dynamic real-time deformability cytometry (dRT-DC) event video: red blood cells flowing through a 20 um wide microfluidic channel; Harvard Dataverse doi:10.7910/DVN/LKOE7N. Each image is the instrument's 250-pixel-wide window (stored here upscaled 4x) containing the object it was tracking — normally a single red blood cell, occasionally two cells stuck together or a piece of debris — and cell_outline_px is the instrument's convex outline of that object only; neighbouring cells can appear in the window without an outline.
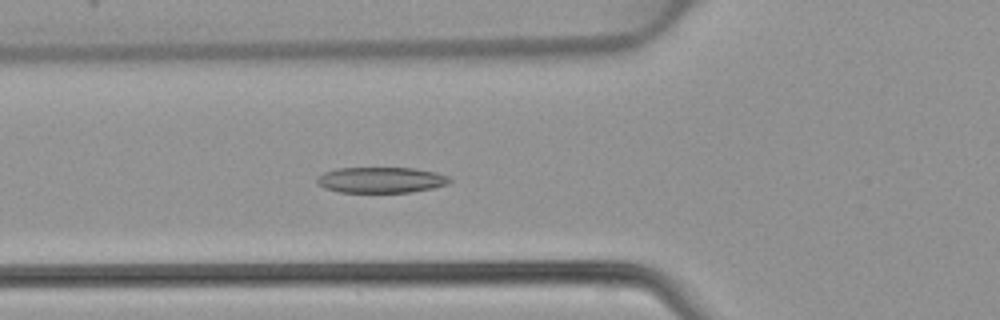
{"species": "common noctule bat (a hibernating species)", "species_latin": "Nyctalus noctula", "temperature_condition": "warm", "stored_images_in_passage": 36, "camera_frame_rate_fps": 3000, "um_per_image_px": 0.085, "animal": {"sex": "female", "body_mass_g": 22.7, "forearm_length_mm": 54.2}, "frame": {"image": 1, "passage_image": 6, "time_ms": 1.667, "image_size_px": [1000, 320], "cell_outline_px": [[452, 180], [448, 184], [432, 188], [408, 192], [340, 192], [324, 188], [316, 184], [316, 180], [324, 172], [336, 168], [412, 168], [436, 172], [448, 176]], "centroid_in_image_um": [32.37, 15.29], "position_along_channel_um": 93.4, "area_um2": 19.88}}
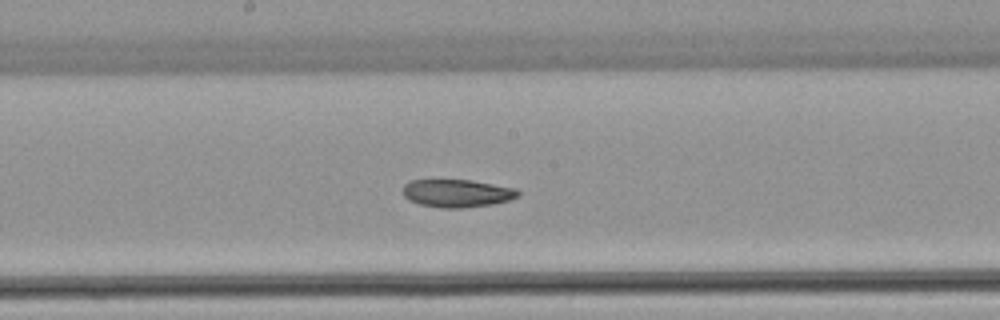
{"frame": {"image": 2, "passage_image": 14, "time_ms": 4.333, "image_size_px": [1000, 320], "cell_outline_px": [[520, 196], [508, 200], [492, 204], [464, 208], [440, 208], [420, 204], [408, 200], [404, 196], [404, 184], [408, 180], [472, 180], [516, 188], [520, 192]], "centroid_in_image_um": [38.85, 16.42], "position_along_channel_um": 209.3, "area_um2": 18.79}}
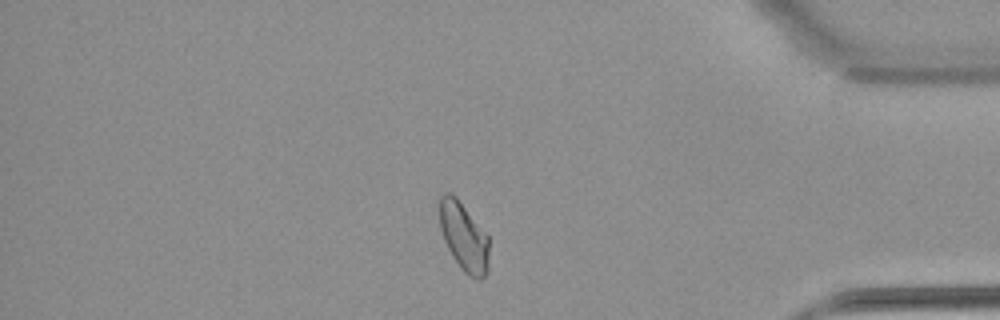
{"frame": {"image": 3, "passage_image": 29, "time_ms": 9.333, "image_size_px": [1000, 320], "cell_outline_px": [[488, 272], [480, 280], [468, 276], [460, 268], [452, 256], [444, 240], [440, 228], [440, 196], [444, 192], [452, 192], [456, 196], [488, 236]], "centroid_in_image_um": [39.42, 20.13], "position_along_channel_um": 395.8, "area_um2": 19.77}}